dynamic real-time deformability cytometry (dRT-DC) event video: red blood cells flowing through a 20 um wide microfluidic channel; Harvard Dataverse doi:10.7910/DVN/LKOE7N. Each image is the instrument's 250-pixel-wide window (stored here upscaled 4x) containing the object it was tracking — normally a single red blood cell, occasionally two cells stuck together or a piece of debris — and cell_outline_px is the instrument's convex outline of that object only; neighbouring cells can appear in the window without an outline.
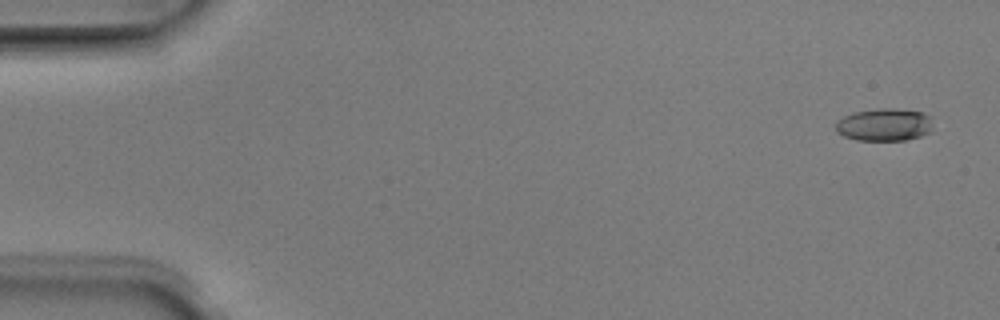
{"species": "Egyptian fruit bat (a non-hibernating species)", "species_latin": "Rousettus aegyptiacus", "temperature_condition": "room temperature", "stored_images_in_passage": 7, "camera_frame_rate_fps": 3000, "um_per_image_px": 0.085, "animal": {"sex": "male"}, "frame": {"image": 1, "passage_image": 1, "time_ms": 0.0, "image_size_px": [1000, 320], "cell_outline_px": [[932, 132], [920, 136], [904, 140], [856, 140], [844, 136], [836, 132], [836, 120], [844, 116], [856, 112], [880, 108], [892, 108], [920, 112], [928, 116], [932, 128]], "centroid_in_image_um": [75.14, 10.61], "position_along_channel_um": 9.9, "area_um2": 18.32}}
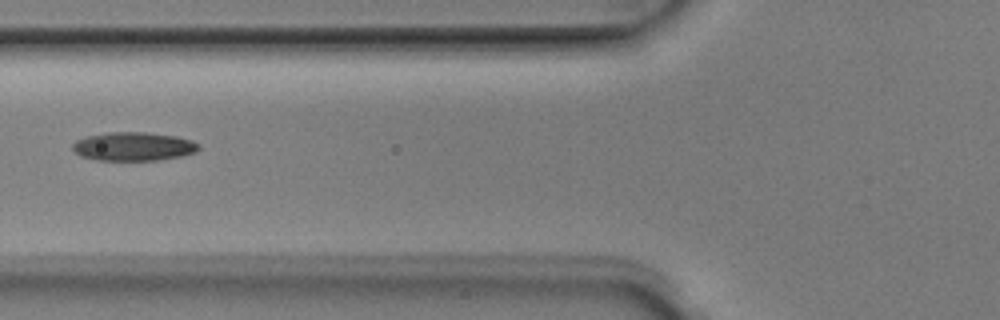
{"frame": {"image": 2, "passage_image": 6, "time_ms": 1.667, "image_size_px": [1000, 320], "cell_outline_px": [[200, 148], [196, 152], [180, 156], [156, 160], [96, 160], [80, 156], [72, 148], [72, 144], [76, 140], [84, 136], [108, 132], [144, 132], [176, 136], [192, 140], [200, 144]], "centroid_in_image_um": [11.33, 12.44], "position_along_channel_um": 114.5, "area_um2": 21.15}}
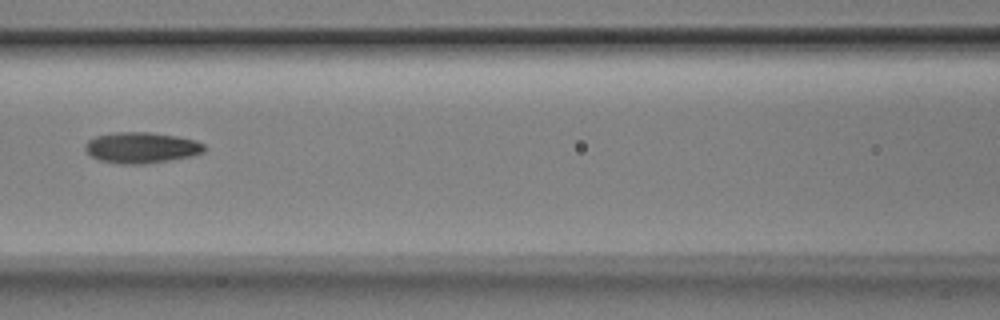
{"frame": {"image": 3, "passage_image": 7, "time_ms": 2.0, "image_size_px": [1000, 320], "cell_outline_px": [[208, 148], [204, 152], [192, 156], [144, 164], [120, 164], [100, 160], [92, 156], [84, 148], [84, 144], [88, 140], [96, 136], [112, 132], [148, 132], [176, 136], [196, 140], [204, 144]], "centroid_in_image_um": [12.04, 12.54], "position_along_channel_um": 154.6, "area_um2": 21.56}}